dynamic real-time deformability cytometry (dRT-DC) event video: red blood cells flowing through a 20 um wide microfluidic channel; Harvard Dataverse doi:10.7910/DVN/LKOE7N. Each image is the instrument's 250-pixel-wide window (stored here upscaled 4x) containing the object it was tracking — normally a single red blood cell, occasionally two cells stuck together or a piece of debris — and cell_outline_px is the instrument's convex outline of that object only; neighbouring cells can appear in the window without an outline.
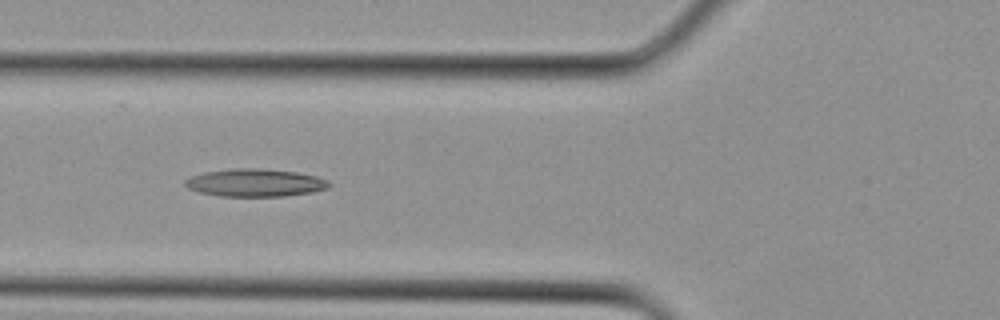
{"species": "Egyptian fruit bat (a non-hibernating species)", "species_latin": "Rousettus aegyptiacus", "temperature_condition": "cold", "stored_images_in_passage": 25, "camera_frame_rate_fps": 3000, "um_per_image_px": 0.085, "animal": {"sex": "female"}, "frame": {"image": 1, "passage_image": 6, "time_ms": 1.667, "image_size_px": [1000, 320], "cell_outline_px": [[332, 184], [328, 188], [312, 192], [284, 196], [220, 196], [200, 192], [188, 188], [184, 184], [184, 180], [192, 176], [204, 172], [232, 168], [264, 168], [296, 172], [316, 176], [328, 180]], "centroid_in_image_um": [21.7, 15.52], "position_along_channel_um": 104.1, "area_um2": 23.35}}
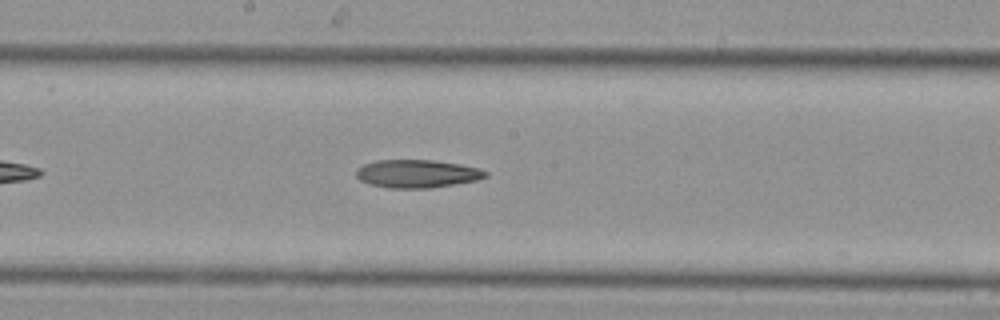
{"frame": {"image": 2, "passage_image": 11, "time_ms": 3.333, "image_size_px": [1000, 320], "cell_outline_px": [[488, 176], [476, 180], [432, 188], [388, 188], [368, 184], [360, 180], [356, 176], [356, 168], [364, 164], [376, 160], [432, 160], [460, 164], [480, 168], [488, 172]], "centroid_in_image_um": [35.43, 14.76], "position_along_channel_um": 212.8, "area_um2": 21.27}}
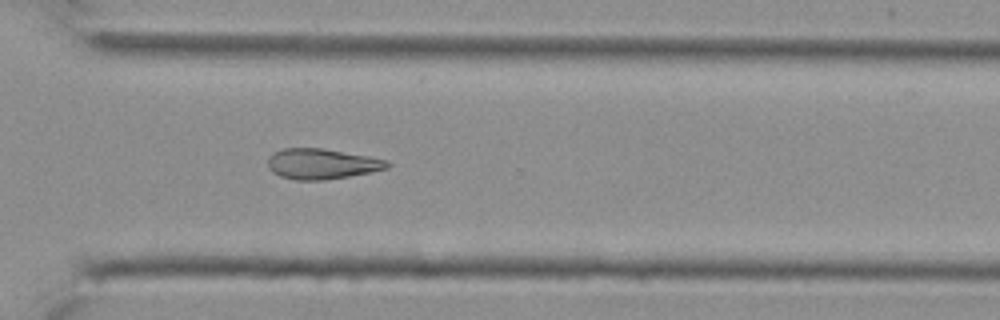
{"frame": {"image": 3, "passage_image": 17, "time_ms": 5.333, "image_size_px": [1000, 320], "cell_outline_px": [[392, 164], [388, 168], [372, 172], [324, 180], [296, 180], [280, 176], [272, 172], [268, 168], [268, 156], [272, 152], [284, 148], [320, 148], [368, 156], [388, 160]], "centroid_in_image_um": [27.34, 13.93], "position_along_channel_um": 343.3, "area_um2": 21.27}}